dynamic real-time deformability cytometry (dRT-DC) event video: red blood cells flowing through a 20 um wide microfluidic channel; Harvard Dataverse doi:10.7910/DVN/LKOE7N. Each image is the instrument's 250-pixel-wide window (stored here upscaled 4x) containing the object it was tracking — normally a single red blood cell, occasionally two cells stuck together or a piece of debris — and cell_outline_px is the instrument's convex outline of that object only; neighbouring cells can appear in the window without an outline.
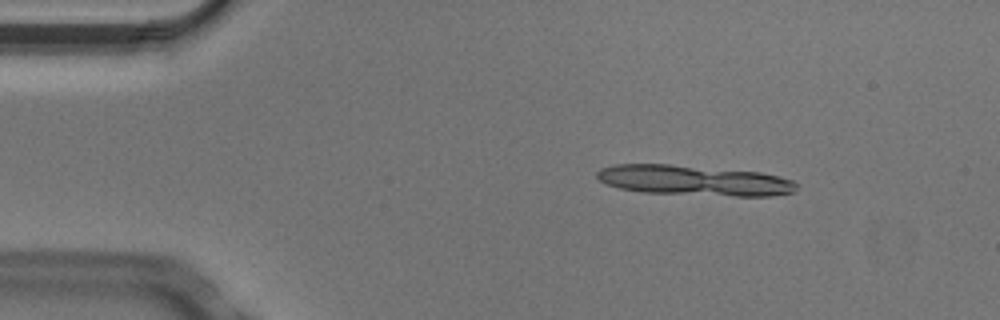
{"species": "Egyptian fruit bat (a non-hibernating species)", "species_latin": "Rousettus aegyptiacus", "temperature_condition": "cold", "stored_images_in_passage": 6, "segment_of_instrument_passage": [1, 2], "camera_frame_rate_fps": 3000, "um_per_image_px": 0.085, "animal": {"sex": "male"}, "frame": {"image": 1, "passage_image": 2, "time_ms": 0.333, "image_size_px": [1000, 320], "cell_outline_px": [[796, 188], [792, 192], [772, 196], [736, 196], [644, 192], [620, 188], [608, 184], [600, 180], [596, 176], [596, 172], [600, 168], [616, 164], [668, 164], [760, 172], [780, 176], [792, 180], [796, 184]], "centroid_in_image_um": [58.99, 15.33], "position_along_channel_um": 26.0, "area_um2": 34.97}}